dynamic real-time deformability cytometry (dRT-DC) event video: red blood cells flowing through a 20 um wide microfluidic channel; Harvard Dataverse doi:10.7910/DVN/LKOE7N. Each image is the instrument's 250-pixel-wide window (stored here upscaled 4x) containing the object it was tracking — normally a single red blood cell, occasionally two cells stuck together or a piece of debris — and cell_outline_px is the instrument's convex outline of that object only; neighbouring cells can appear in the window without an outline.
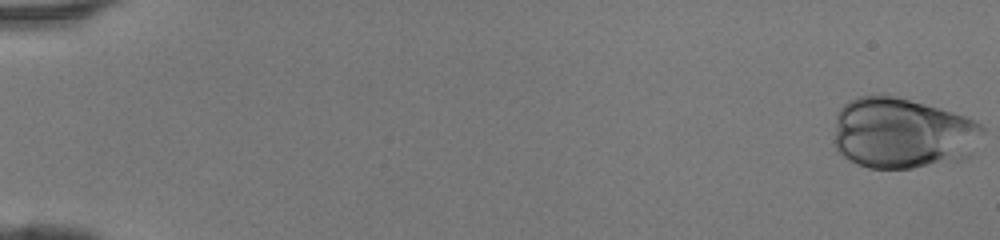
{"species": "human", "species_latin": "Homo sapiens", "temperature_condition": "room temperature", "stored_images_in_passage": 46, "camera_frame_rate_fps": 3000, "um_per_image_px": 0.085, "donor": {"sex": "female"}, "frame": {"image": 1, "passage_image": 1, "time_ms": 0.0, "image_size_px": [1000, 240], "cell_outline_px": [[984, 132], [972, 156], [964, 160], [912, 168], [868, 168], [856, 164], [848, 160], [836, 148], [836, 112], [848, 100], [856, 96], [892, 96], [940, 108], [976, 120], [984, 128]], "centroid_in_image_um": [76.76, 11.34], "position_along_channel_um": 8.2, "area_um2": 61.73}}
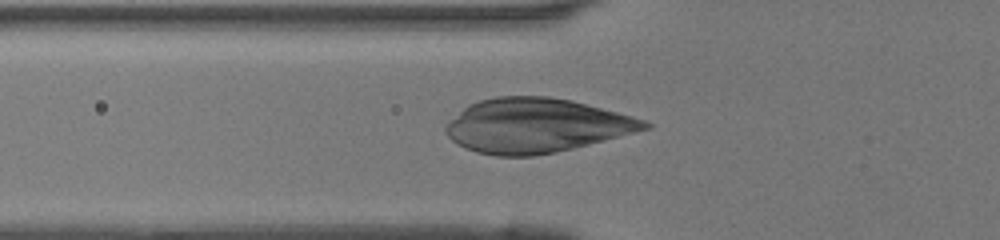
{"frame": {"image": 2, "passage_image": 18, "time_ms": 5.667, "image_size_px": [1000, 240], "cell_outline_px": [[652, 128], [556, 152], [532, 156], [496, 156], [476, 152], [464, 148], [456, 144], [444, 132], [444, 128], [468, 104], [480, 100], [496, 96], [548, 96], [572, 100], [632, 116], [644, 120], [652, 124]], "centroid_in_image_um": [45.56, 10.67], "position_along_channel_um": 80.2, "area_um2": 62.6}}
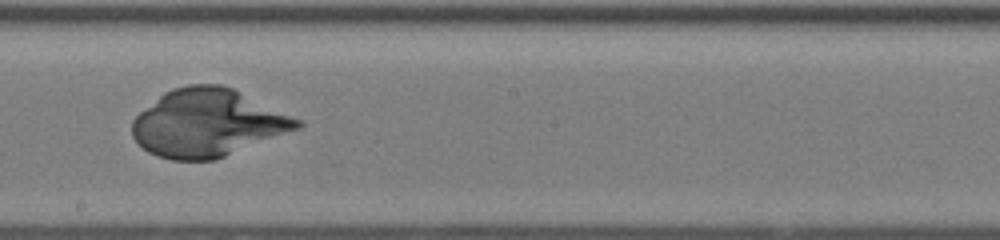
{"frame": {"image": 3, "passage_image": 28, "time_ms": 9.0, "image_size_px": [1000, 240], "cell_outline_px": [[304, 124], [300, 128], [216, 160], [172, 160], [156, 156], [148, 152], [132, 136], [132, 120], [140, 112], [164, 92], [172, 88], [188, 84], [220, 84], [232, 88], [300, 120]], "centroid_in_image_um": [17.63, 10.46], "position_along_channel_um": 230.6, "area_um2": 64.68}}